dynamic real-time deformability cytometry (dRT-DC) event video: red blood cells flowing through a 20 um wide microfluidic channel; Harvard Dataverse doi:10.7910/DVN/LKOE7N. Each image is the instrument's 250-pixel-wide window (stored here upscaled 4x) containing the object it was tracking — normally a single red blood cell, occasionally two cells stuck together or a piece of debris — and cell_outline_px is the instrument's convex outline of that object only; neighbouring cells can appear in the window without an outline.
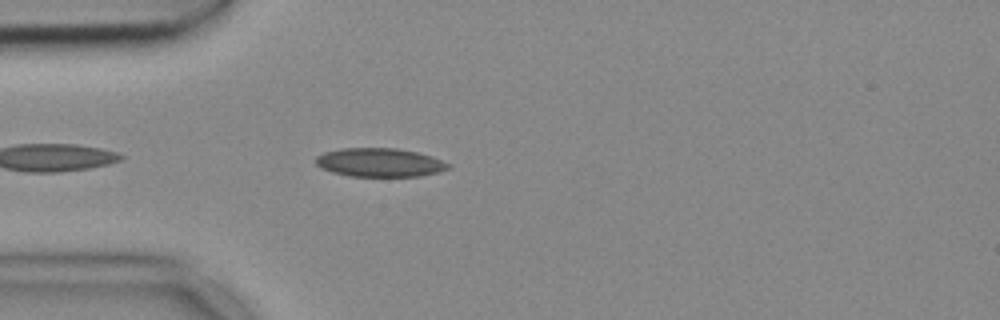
{"species": "common noctule bat (a hibernating species)", "species_latin": "Nyctalus noctula", "temperature_condition": "cold", "stored_images_in_passage": 12, "camera_frame_rate_fps": 3000, "um_per_image_px": 0.085, "animal": {"sex": "female", "body_mass_g": 18.4}, "frame": {"image": 1, "passage_image": 4, "time_ms": 1.0, "image_size_px": [1000, 320], "cell_outline_px": [[452, 164], [448, 168], [440, 172], [420, 176], [348, 176], [332, 172], [320, 168], [316, 164], [316, 156], [324, 152], [340, 148], [396, 148], [416, 152], [432, 156]], "centroid_in_image_um": [32.27, 13.81], "position_along_channel_um": 52.7, "area_um2": 22.25}}